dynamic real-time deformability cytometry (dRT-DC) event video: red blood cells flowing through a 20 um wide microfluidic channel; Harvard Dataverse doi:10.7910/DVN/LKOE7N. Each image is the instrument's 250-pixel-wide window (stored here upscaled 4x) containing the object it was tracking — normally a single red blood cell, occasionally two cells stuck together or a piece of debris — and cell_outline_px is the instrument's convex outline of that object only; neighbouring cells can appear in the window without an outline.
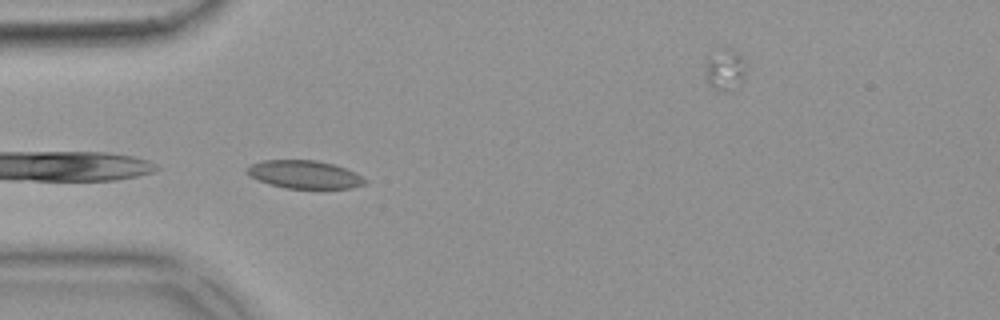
{"species": "common noctule bat (a hibernating species)", "species_latin": "Nyctalus noctula", "temperature_condition": "warm", "stored_images_in_passage": 9, "camera_frame_rate_fps": 3000, "um_per_image_px": 0.085, "animal": {"sex": "female", "body_mass_g": 18.4}, "frame": {"image": 1, "passage_image": 1, "time_ms": 0.0, "image_size_px": [1000, 320], "cell_outline_px": [[368, 180], [364, 184], [352, 188], [284, 188], [268, 184], [248, 176], [244, 172], [252, 164], [264, 160], [316, 160], [332, 164], [344, 168]], "centroid_in_image_um": [25.82, 14.84], "position_along_channel_um": 59.2, "area_um2": 19.13}}
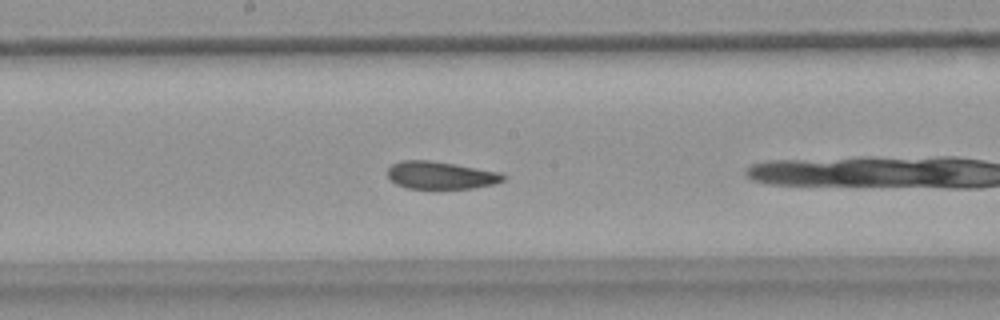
{"frame": {"image": 2, "passage_image": 8, "time_ms": 2.333, "image_size_px": [1000, 320], "cell_outline_px": [[508, 176], [504, 180], [492, 184], [472, 188], [408, 188], [396, 184], [388, 180], [388, 168], [392, 164], [400, 160], [428, 160], [456, 164], [500, 172]], "centroid_in_image_um": [37.44, 14.89], "position_along_channel_um": 210.8, "area_um2": 18.61}}